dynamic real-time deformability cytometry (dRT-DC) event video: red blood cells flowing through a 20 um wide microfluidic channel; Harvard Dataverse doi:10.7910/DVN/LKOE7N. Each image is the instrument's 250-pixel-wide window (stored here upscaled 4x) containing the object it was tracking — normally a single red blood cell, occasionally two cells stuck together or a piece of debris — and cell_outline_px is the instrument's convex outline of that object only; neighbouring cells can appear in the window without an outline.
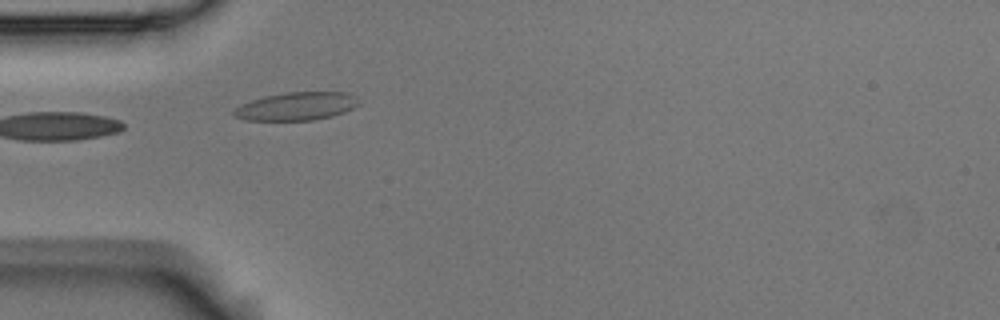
{"species": "Egyptian fruit bat (a non-hibernating species)", "species_latin": "Rousettus aegyptiacus", "temperature_condition": "room temperature", "stored_images_in_passage": 4, "camera_frame_rate_fps": 3000, "um_per_image_px": 0.085, "animal": {"sex": "male"}, "frame": {"image": 1, "passage_image": 2, "time_ms": 0.333, "image_size_px": [1000, 320], "cell_outline_px": [[360, 104], [344, 112], [332, 116], [312, 120], [248, 120], [236, 116], [232, 112], [240, 104], [264, 96], [288, 92], [348, 92], [360, 96]], "centroid_in_image_um": [25.28, 9.01], "position_along_channel_um": 59.7, "area_um2": 20.52}}
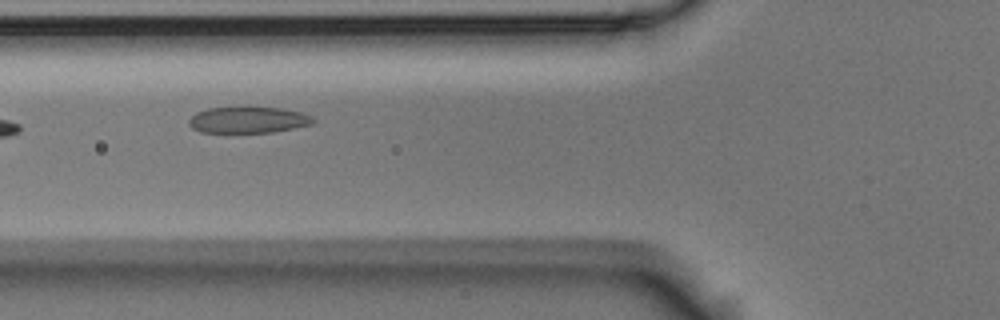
{"frame": {"image": 2, "passage_image": 3, "time_ms": 0.667, "image_size_px": [1000, 320], "cell_outline_px": [[316, 120], [312, 124], [272, 132], [200, 132], [192, 128], [188, 124], [188, 120], [196, 112], [208, 108], [248, 104], [280, 108], [300, 112], [312, 116]], "centroid_in_image_um": [21.06, 10.14], "position_along_channel_um": 104.7, "area_um2": 19.77}}
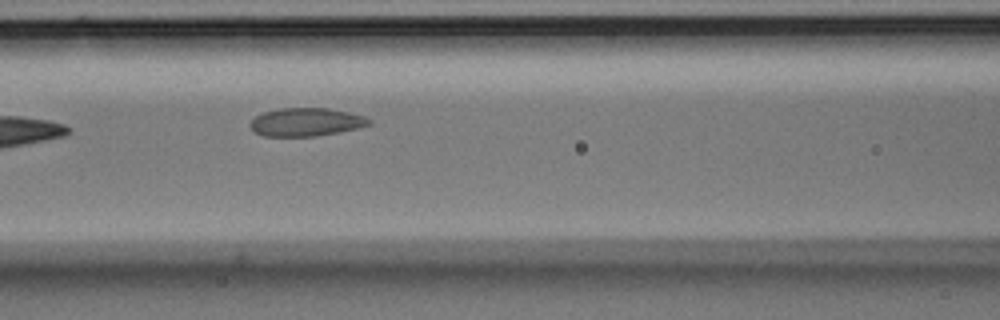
{"frame": {"image": 3, "passage_image": 4, "time_ms": 1.0, "image_size_px": [1000, 320], "cell_outline_px": [[372, 124], [340, 132], [316, 136], [264, 136], [256, 132], [248, 124], [256, 116], [264, 112], [280, 108], [328, 108], [348, 112], [364, 116], [372, 120]], "centroid_in_image_um": [26.03, 10.37], "position_along_channel_um": 140.6, "area_um2": 19.48}}